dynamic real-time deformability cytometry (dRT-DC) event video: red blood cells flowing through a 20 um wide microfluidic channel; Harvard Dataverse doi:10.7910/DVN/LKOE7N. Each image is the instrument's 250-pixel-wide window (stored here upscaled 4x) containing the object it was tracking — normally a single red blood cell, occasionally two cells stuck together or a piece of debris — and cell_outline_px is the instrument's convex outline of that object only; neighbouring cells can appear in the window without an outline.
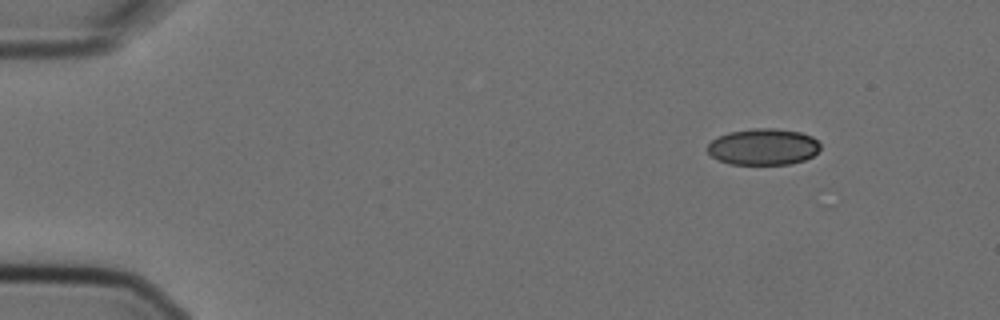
{"species": "Egyptian fruit bat (a non-hibernating species)", "species_latin": "Rousettus aegyptiacus", "temperature_condition": "cold", "stored_images_in_passage": 5, "camera_frame_rate_fps": 3000, "um_per_image_px": 0.085, "animal": {"sex": "female"}, "frame": {"image": 1, "passage_image": 1, "time_ms": 0.0, "image_size_px": [1000, 320], "cell_outline_px": [[820, 148], [812, 156], [804, 160], [788, 164], [728, 164], [716, 160], [708, 152], [708, 144], [712, 140], [728, 132], [752, 128], [776, 128], [800, 132], [812, 136], [820, 144]], "centroid_in_image_um": [64.86, 12.47], "position_along_channel_um": 20.1, "area_um2": 23.99}}
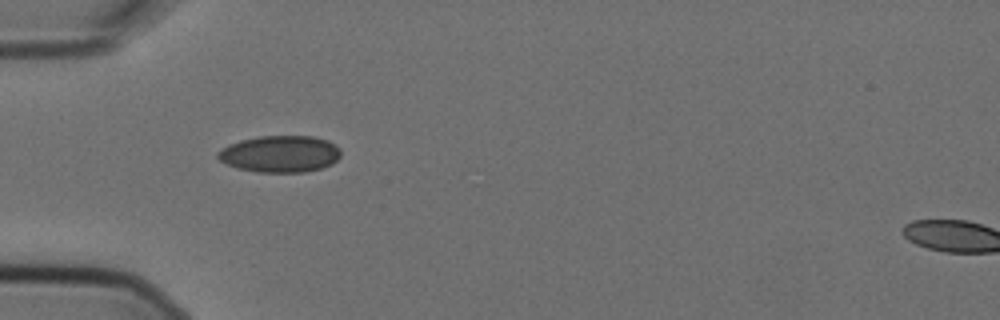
{"frame": {"image": 2, "passage_image": 4, "time_ms": 1.0, "image_size_px": [1000, 320], "cell_outline_px": [[340, 156], [332, 164], [320, 168], [304, 172], [260, 172], [240, 168], [228, 164], [220, 160], [216, 156], [216, 152], [228, 144], [240, 140], [260, 136], [312, 136], [328, 140], [340, 148]], "centroid_in_image_um": [23.81, 13.07], "position_along_channel_um": 61.2, "area_um2": 26.24}}
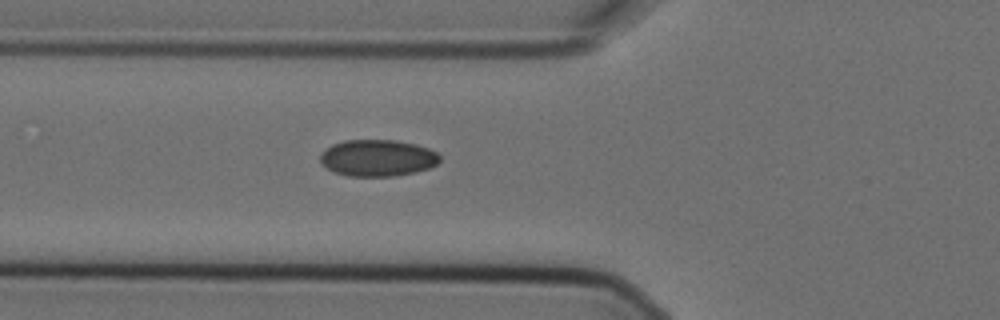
{"frame": {"image": 3, "passage_image": 5, "time_ms": 1.333, "image_size_px": [1000, 320], "cell_outline_px": [[440, 160], [436, 164], [428, 168], [416, 172], [396, 176], [348, 176], [336, 172], [320, 164], [320, 156], [332, 144], [344, 140], [396, 140], [416, 144], [428, 148], [436, 152], [440, 156]], "centroid_in_image_um": [32.11, 13.42], "position_along_channel_um": 93.7, "area_um2": 25.49}}